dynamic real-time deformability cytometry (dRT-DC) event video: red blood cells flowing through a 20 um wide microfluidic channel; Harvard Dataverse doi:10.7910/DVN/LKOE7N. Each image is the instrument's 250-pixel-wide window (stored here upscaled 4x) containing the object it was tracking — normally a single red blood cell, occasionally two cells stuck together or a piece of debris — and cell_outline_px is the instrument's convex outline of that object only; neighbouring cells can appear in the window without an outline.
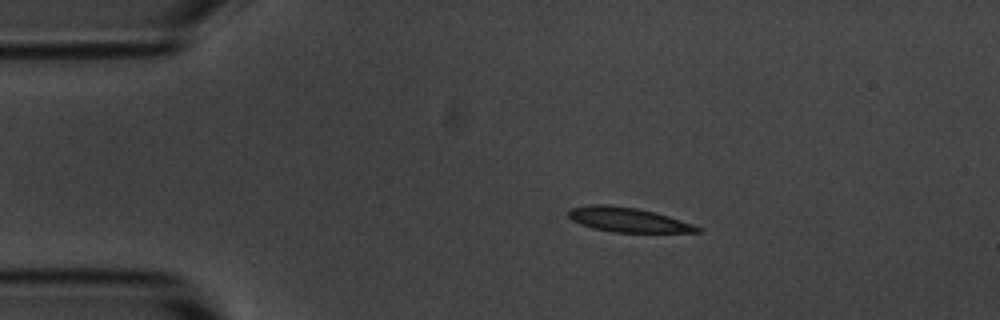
{"species": "common noctule bat (a hibernating species)", "species_latin": "Nyctalus noctula", "temperature_condition": "room temperature", "stored_images_in_passage": 3, "camera_frame_rate_fps": 3000, "um_per_image_px": 0.085, "animal": {"sex": "male", "body_mass_g": 20.1, "forearm_length_mm": 53.5}, "frame": {"image": 1, "passage_image": 1, "time_ms": 0.0, "image_size_px": [1000, 320], "cell_outline_px": [[700, 232], [612, 232], [592, 228], [580, 224], [572, 220], [568, 216], [568, 208], [592, 204], [608, 204], [636, 208], [656, 212], [692, 224], [700, 228]], "centroid_in_image_um": [53.3, 18.67], "position_along_channel_um": 31.7, "area_um2": 18.38}}
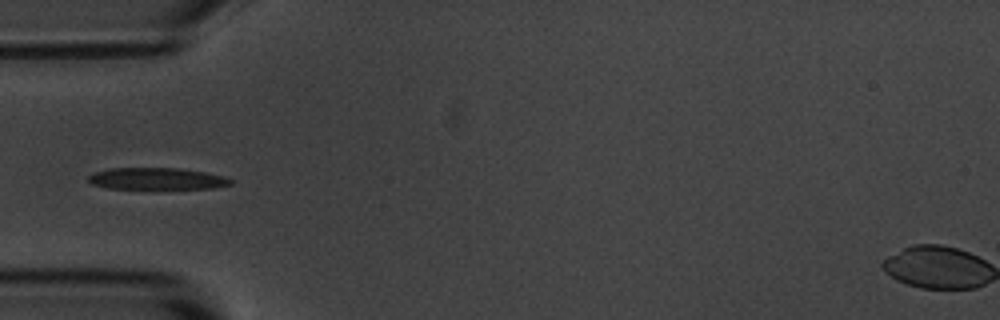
{"frame": {"image": 2, "passage_image": 3, "time_ms": 2.333, "image_size_px": [1000, 320], "cell_outline_px": [[232, 184], [216, 188], [108, 188], [92, 184], [88, 180], [88, 176], [92, 172], [108, 168], [176, 168], [204, 172], [224, 176], [232, 180]], "centroid_in_image_um": [13.3, 15.18], "position_along_channel_um": 71.7, "area_um2": 17.92}}